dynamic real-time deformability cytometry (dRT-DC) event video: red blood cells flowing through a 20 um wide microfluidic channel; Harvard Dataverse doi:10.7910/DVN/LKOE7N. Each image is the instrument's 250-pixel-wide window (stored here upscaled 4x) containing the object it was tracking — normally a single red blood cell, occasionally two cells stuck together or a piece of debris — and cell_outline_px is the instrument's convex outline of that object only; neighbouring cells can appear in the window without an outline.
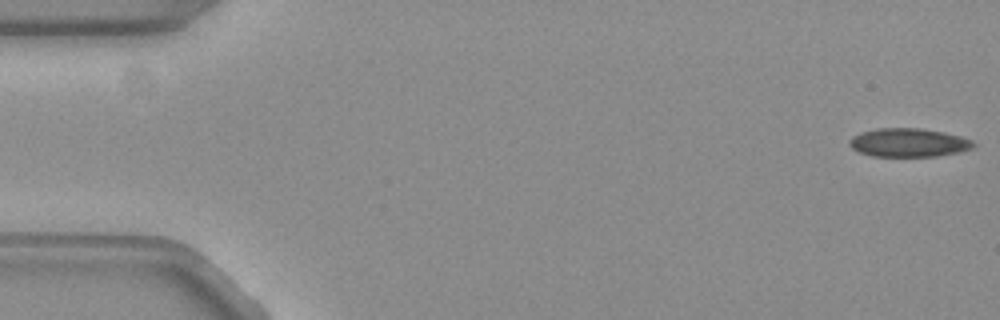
{"species": "common noctule bat (a hibernating species)", "species_latin": "Nyctalus noctula", "temperature_condition": "warm", "stored_images_in_passage": 54, "camera_frame_rate_fps": 3000, "um_per_image_px": 0.085, "animal": {"sex": "female", "body_mass_g": 19.3, "forearm_length_mm": 54.1}, "frame": {"image": 1, "passage_image": 1, "time_ms": 0.0, "image_size_px": [1000, 320], "cell_outline_px": [[976, 144], [972, 148], [956, 152], [936, 156], [872, 156], [860, 152], [852, 148], [848, 144], [848, 140], [852, 136], [876, 128], [920, 128], [944, 132], [960, 136], [972, 140]], "centroid_in_image_um": [77.21, 12.11], "position_along_channel_um": 7.8, "area_um2": 20.52}}
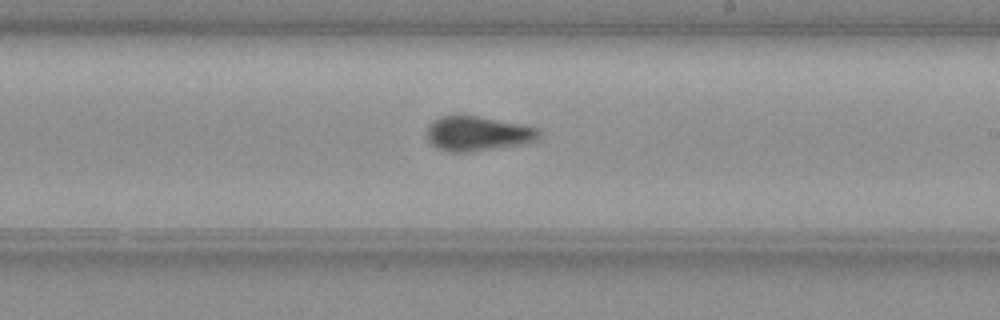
{"frame": {"image": 2, "passage_image": 31, "time_ms": 10.0, "image_size_px": [1000, 320], "cell_outline_px": [[540, 136], [536, 140], [528, 144], [468, 152], [448, 152], [436, 148], [428, 140], [428, 124], [432, 120], [440, 116], [480, 116], [520, 124], [536, 128], [540, 132]], "centroid_in_image_um": [40.6, 11.37], "position_along_channel_um": 248.4, "area_um2": 22.77}}
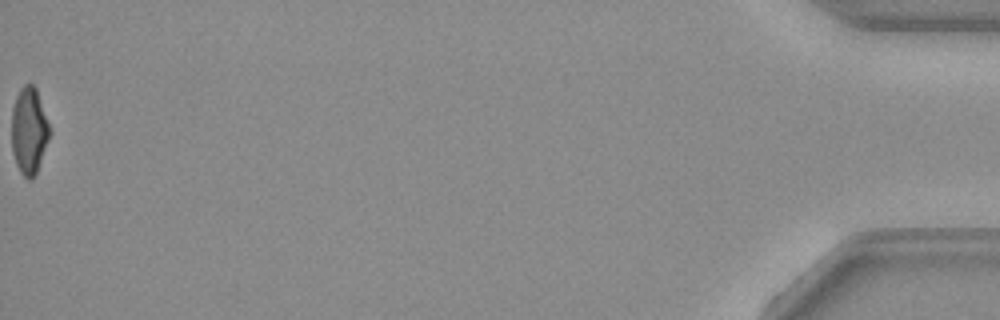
{"frame": {"image": 3, "passage_image": 54, "time_ms": 17.667, "image_size_px": [1000, 320], "cell_outline_px": [[52, 132], [36, 172], [32, 180], [28, 180], [20, 172], [16, 164], [12, 152], [12, 108], [16, 96], [20, 88], [24, 84], [32, 84], [36, 88]], "centroid_in_image_um": [2.47, 11.11], "position_along_channel_um": 432.7, "area_um2": 19.31}, "authors_computed_cell_mechanics": {"area_um2": 21.4727, "velocity_mm_per_s": 3.821, "shape_relaxation_time_tau1_ms": 6.219, "shape_relaxation_time_tau2_ms": 1.3102, "deformation_change_tau1": 0.1642, "deformation_change_tau2": 0.0378}}